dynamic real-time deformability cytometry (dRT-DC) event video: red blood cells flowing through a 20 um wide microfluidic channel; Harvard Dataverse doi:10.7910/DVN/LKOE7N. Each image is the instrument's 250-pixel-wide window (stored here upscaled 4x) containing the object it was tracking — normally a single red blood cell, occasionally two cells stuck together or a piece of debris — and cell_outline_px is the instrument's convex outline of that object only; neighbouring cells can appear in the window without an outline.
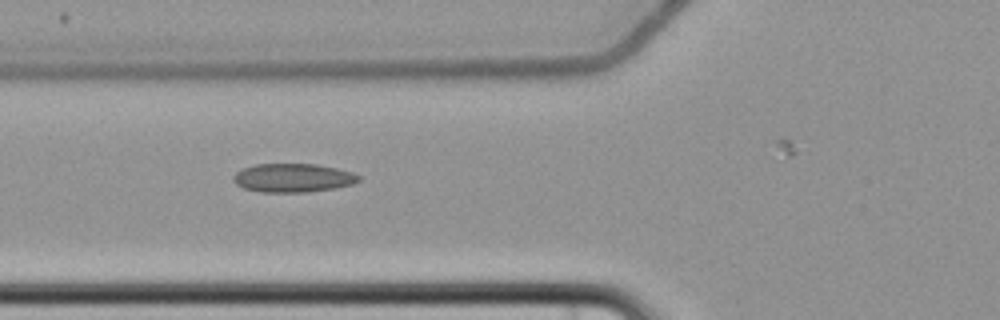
{"species": "common noctule bat (a hibernating species)", "species_latin": "Nyctalus noctula", "temperature_condition": "cold", "stored_images_in_passage": 8, "camera_frame_rate_fps": 3000, "um_per_image_px": 0.085, "animal": {"sex": "female", "body_mass_g": 22.7, "forearm_length_mm": 54.2}, "frame": {"image": 1, "passage_image": 7, "time_ms": 7.333, "image_size_px": [1000, 320], "cell_outline_px": [[360, 180], [352, 184], [336, 188], [308, 192], [260, 192], [244, 188], [236, 184], [232, 180], [232, 176], [236, 172], [244, 168], [256, 164], [316, 164], [336, 168], [352, 172], [360, 176]], "centroid_in_image_um": [24.9, 15.12], "position_along_channel_um": 100.9, "area_um2": 20.98}}
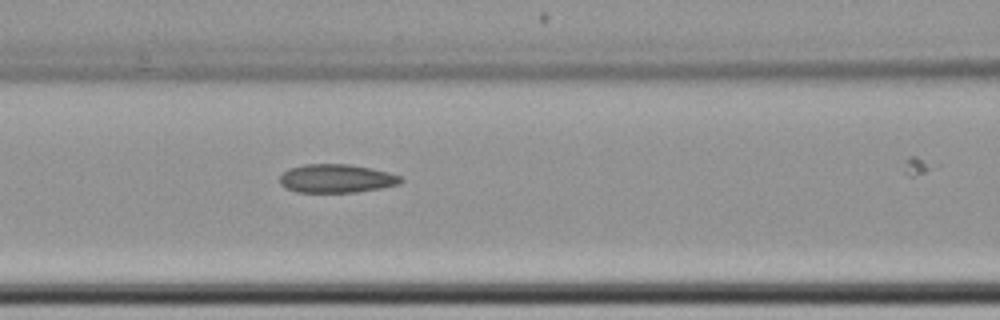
{"frame": {"image": 2, "passage_image": 8, "time_ms": 8.333, "image_size_px": [1000, 320], "cell_outline_px": [[404, 180], [400, 184], [380, 188], [356, 192], [296, 192], [284, 188], [280, 184], [280, 176], [288, 168], [304, 164], [348, 164], [388, 172], [400, 176]], "centroid_in_image_um": [28.56, 15.17], "position_along_channel_um": 138.0, "area_um2": 20.11}}